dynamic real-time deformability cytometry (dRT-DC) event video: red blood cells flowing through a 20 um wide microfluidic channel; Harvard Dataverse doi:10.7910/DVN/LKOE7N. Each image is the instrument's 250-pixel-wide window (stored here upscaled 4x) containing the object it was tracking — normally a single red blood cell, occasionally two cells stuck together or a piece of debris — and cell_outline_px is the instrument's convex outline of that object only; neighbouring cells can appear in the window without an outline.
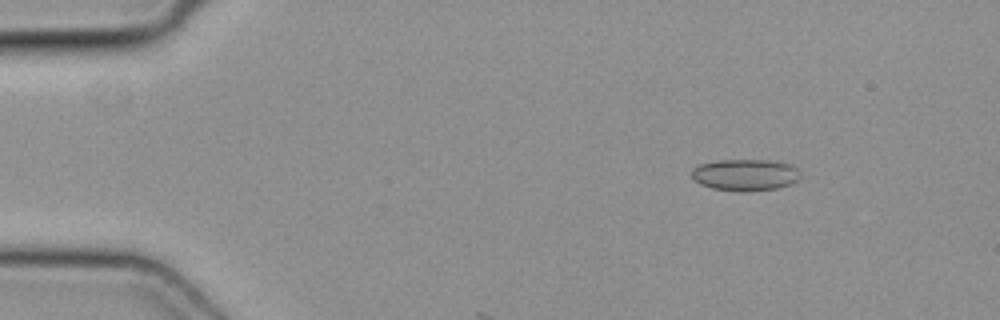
{"species": "common noctule bat (a hibernating species)", "species_latin": "Nyctalus noctula", "temperature_condition": "cold", "stored_images_in_passage": 10, "camera_frame_rate_fps": 3000, "um_per_image_px": 0.085, "animal": {"sex": "female", "body_mass_g": 19.3, "forearm_length_mm": 54.1}, "frame": {"image": 1, "passage_image": 6, "time_ms": 1.667, "image_size_px": [1000, 320], "cell_outline_px": [[800, 176], [792, 184], [776, 188], [748, 192], [740, 192], [712, 188], [700, 184], [692, 176], [692, 168], [700, 164], [716, 160], [768, 160], [792, 164], [800, 172]], "centroid_in_image_um": [63.35, 14.86], "position_along_channel_um": 21.6, "area_um2": 20.17}}